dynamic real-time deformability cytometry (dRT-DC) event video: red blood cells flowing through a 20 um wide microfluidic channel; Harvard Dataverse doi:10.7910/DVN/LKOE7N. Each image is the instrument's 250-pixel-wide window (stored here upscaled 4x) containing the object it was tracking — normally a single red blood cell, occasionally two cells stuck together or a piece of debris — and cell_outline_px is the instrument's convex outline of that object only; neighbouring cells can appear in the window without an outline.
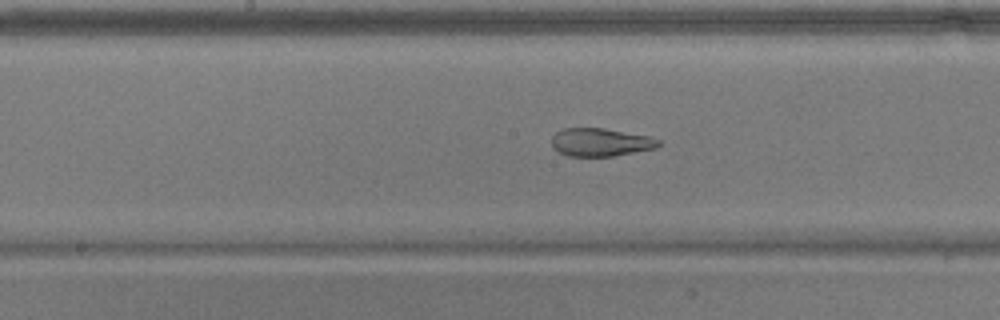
{"species": "common noctule bat (a hibernating species)", "species_latin": "Nyctalus noctula", "temperature_condition": "warm", "stored_images_in_passage": 46, "camera_frame_rate_fps": 3000, "um_per_image_px": 0.085, "animal": {"sex": "male", "body_mass_g": 17.9}, "frame": {"image": 1, "passage_image": 21, "time_ms": 6.667, "image_size_px": [1000, 320], "cell_outline_px": [[660, 144], [656, 148], [612, 156], [568, 156], [552, 148], [552, 136], [556, 132], [564, 128], [604, 128], [648, 136], [660, 140]], "centroid_in_image_um": [51.02, 12.09], "position_along_channel_um": 197.2, "area_um2": 17.4}}
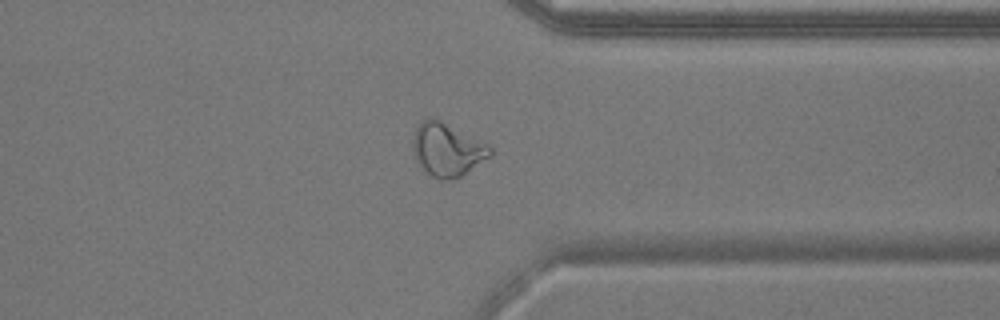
{"frame": {"image": 2, "passage_image": 35, "time_ms": 11.333, "image_size_px": [1000, 320], "cell_outline_px": [[492, 152], [488, 156], [460, 176], [444, 180], [440, 180], [432, 176], [416, 160], [412, 148], [412, 136], [416, 128], [428, 116], [440, 120], [488, 144], [492, 148]], "centroid_in_image_um": [37.97, 12.69], "position_along_channel_um": 373.4, "area_um2": 23.35}}
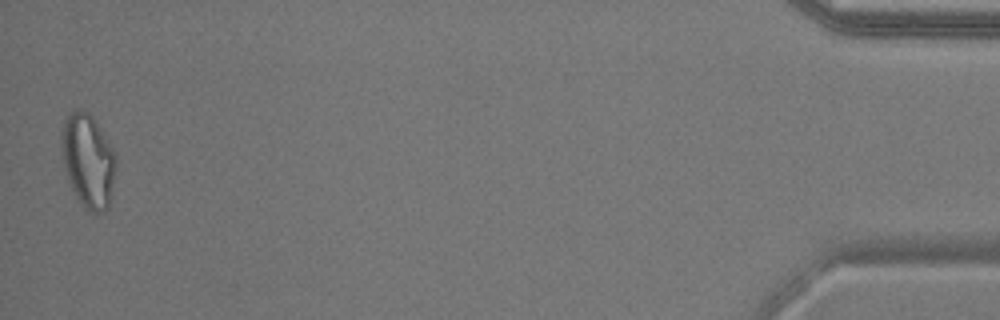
{"frame": {"image": 3, "passage_image": 46, "time_ms": 15.0, "image_size_px": [1000, 320], "cell_outline_px": [[116, 168], [108, 208], [104, 212], [92, 212], [76, 196], [68, 180], [64, 164], [60, 136], [60, 132], [64, 120], [72, 108], [80, 108], [88, 112], [92, 116], [116, 152]], "centroid_in_image_um": [7.49, 13.58], "position_along_channel_um": 427.7, "area_um2": 29.71}, "authors_computed_cell_mechanics": {"area_um2": 22.4264, "velocity_mm_per_s": 3.8272, "shape_relaxation_time_tau1_ms": null, "shape_relaxation_time_tau2_ms": 1.8011, "deformation_change_tau1": null, "deformation_change_tau2": 0.0677}}